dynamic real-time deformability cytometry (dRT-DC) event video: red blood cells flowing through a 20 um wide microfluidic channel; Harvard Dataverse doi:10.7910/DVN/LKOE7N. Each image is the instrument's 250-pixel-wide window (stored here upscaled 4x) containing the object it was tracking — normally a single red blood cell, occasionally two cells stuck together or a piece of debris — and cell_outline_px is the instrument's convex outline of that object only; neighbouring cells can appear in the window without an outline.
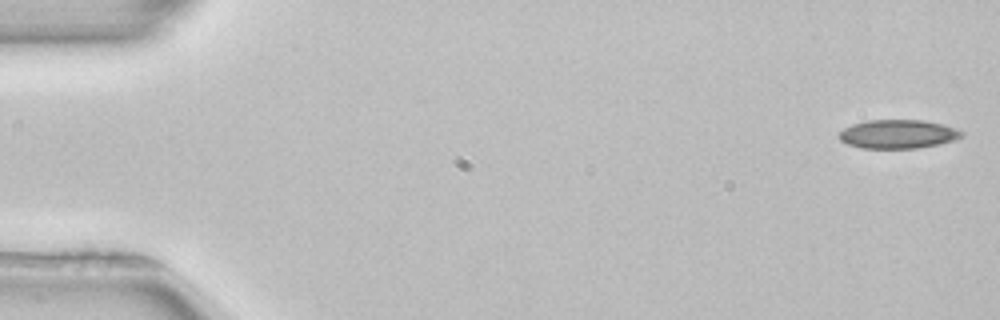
{"species": "common noctule bat (a hibernating species)", "species_latin": "Nyctalus noctula", "temperature_condition": "room temperature", "stored_images_in_passage": 48, "camera_frame_rate_fps": 3000, "um_per_image_px": 0.085, "animal": {"sex": "female", "body_mass_g": 22.7, "forearm_length_mm": 54.2}, "frame": {"image": 1, "passage_image": 1, "time_ms": 0.0, "image_size_px": [1000, 320], "cell_outline_px": [[964, 136], [956, 140], [940, 144], [916, 148], [860, 148], [848, 144], [840, 140], [836, 136], [844, 128], [852, 124], [868, 120], [920, 120], [940, 124], [956, 128], [964, 132]], "centroid_in_image_um": [76.33, 11.4], "position_along_channel_um": 8.7, "area_um2": 20.63}}
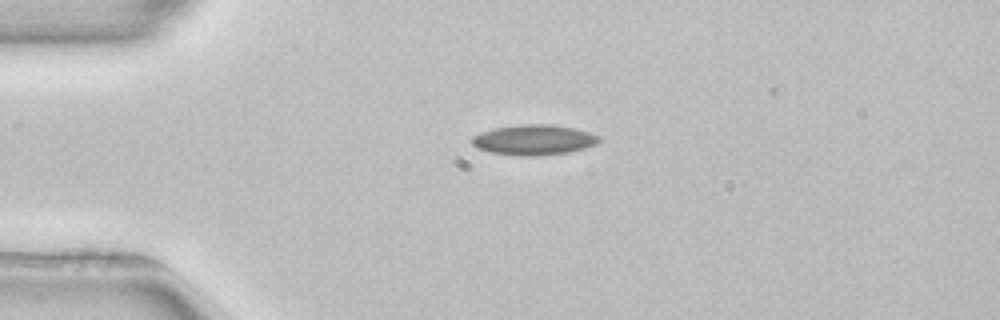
{"frame": {"image": 2, "passage_image": 12, "time_ms": 3.667, "image_size_px": [1000, 320], "cell_outline_px": [[600, 140], [596, 144], [584, 148], [568, 152], [536, 156], [520, 156], [492, 152], [476, 148], [472, 144], [472, 136], [480, 132], [492, 128], [520, 124], [552, 124], [576, 128], [600, 136]], "centroid_in_image_um": [45.36, 11.88], "position_along_channel_um": 39.6, "area_um2": 22.54}}
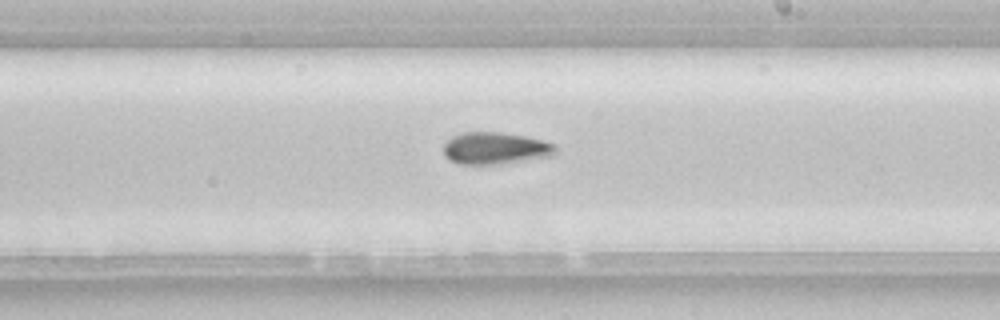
{"frame": {"image": 3, "passage_image": 30, "time_ms": 9.667, "image_size_px": [1000, 320], "cell_outline_px": [[556, 152], [552, 156], [500, 164], [456, 164], [448, 160], [444, 156], [444, 144], [452, 136], [464, 132], [500, 132], [524, 136], [556, 144]], "centroid_in_image_um": [42.07, 12.61], "position_along_channel_um": 246.9, "area_um2": 20.98}}